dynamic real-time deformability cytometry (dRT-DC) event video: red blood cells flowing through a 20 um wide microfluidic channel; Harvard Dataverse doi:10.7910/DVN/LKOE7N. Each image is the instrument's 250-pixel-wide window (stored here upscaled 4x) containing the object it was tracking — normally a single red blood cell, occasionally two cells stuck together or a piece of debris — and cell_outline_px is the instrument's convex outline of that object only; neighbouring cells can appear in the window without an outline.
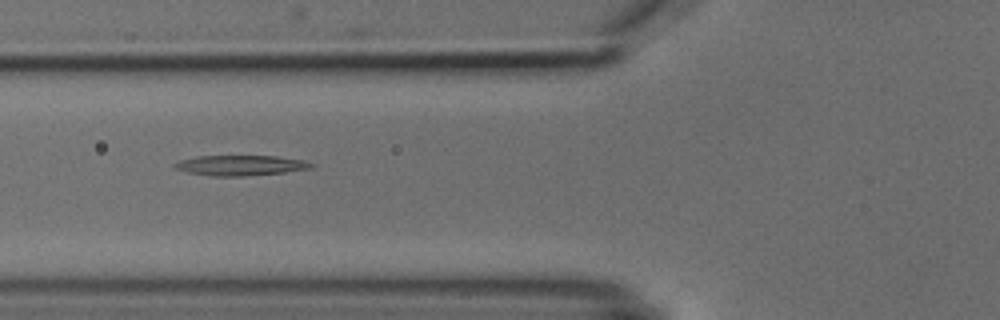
{"species": "common noctule bat (a hibernating species)", "species_latin": "Nyctalus noctula", "temperature_condition": "cold", "stored_images_in_passage": 5, "camera_frame_rate_fps": 3000, "um_per_image_px": 0.085, "animal": {"sex": "male", "body_mass_g": 18.8}, "frame": {"image": 1, "passage_image": 3, "time_ms": 2.0, "image_size_px": [1000, 320], "cell_outline_px": [[316, 164], [312, 168], [284, 172], [244, 176], [212, 176], [188, 172], [176, 168], [172, 164], [180, 160], [196, 156], [276, 156], [304, 160]], "centroid_in_image_um": [20.47, 14.05], "position_along_channel_um": 105.3, "area_um2": 16.07}}
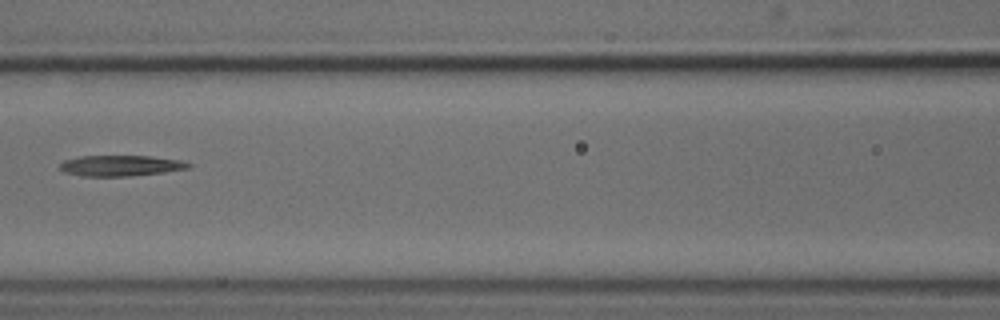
{"frame": {"image": 2, "passage_image": 4, "time_ms": 3.333, "image_size_px": [1000, 320], "cell_outline_px": [[192, 168], [164, 172], [128, 176], [84, 176], [64, 172], [60, 168], [60, 164], [64, 160], [80, 156], [152, 156], [180, 160], [192, 164]], "centroid_in_image_um": [10.29, 14.08], "position_along_channel_um": 156.3, "area_um2": 15.55}}
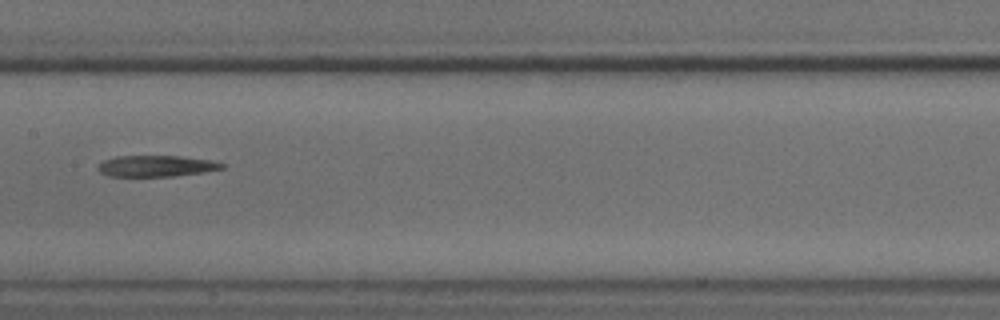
{"frame": {"image": 3, "passage_image": 5, "time_ms": 4.333, "image_size_px": [1000, 320], "cell_outline_px": [[224, 168], [204, 172], [172, 176], [108, 176], [100, 172], [96, 168], [104, 160], [116, 156], [180, 156], [212, 160], [224, 164]], "centroid_in_image_um": [13.28, 14.11], "position_along_channel_um": 194.1, "area_um2": 15.26}}